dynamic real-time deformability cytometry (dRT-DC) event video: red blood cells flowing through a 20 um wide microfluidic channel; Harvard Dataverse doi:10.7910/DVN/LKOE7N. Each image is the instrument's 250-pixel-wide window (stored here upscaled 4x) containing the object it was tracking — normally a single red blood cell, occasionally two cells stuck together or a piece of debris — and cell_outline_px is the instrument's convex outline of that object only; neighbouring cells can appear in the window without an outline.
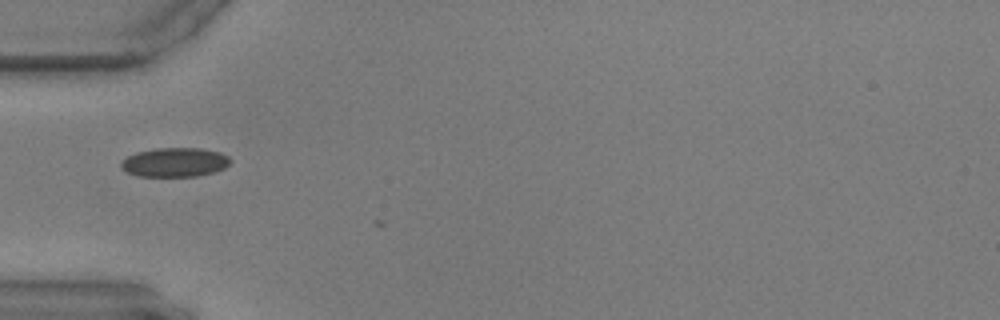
{"species": "common noctule bat (a hibernating species)", "species_latin": "Nyctalus noctula", "temperature_condition": "warm", "stored_images_in_passage": 6, "camera_frame_rate_fps": 3000, "um_per_image_px": 0.085, "animal": {"sex": "male", "body_mass_g": 17.9, "forearm_length_mm": 54.2}, "frame": {"image": 1, "passage_image": 4, "time_ms": 1.0, "image_size_px": [1000, 320], "cell_outline_px": [[232, 160], [224, 168], [216, 172], [196, 176], [140, 176], [128, 172], [120, 168], [120, 164], [128, 156], [136, 152], [156, 148], [200, 148], [220, 152], [228, 156]], "centroid_in_image_um": [14.88, 13.79], "position_along_channel_um": 70.1, "area_um2": 18.55}}